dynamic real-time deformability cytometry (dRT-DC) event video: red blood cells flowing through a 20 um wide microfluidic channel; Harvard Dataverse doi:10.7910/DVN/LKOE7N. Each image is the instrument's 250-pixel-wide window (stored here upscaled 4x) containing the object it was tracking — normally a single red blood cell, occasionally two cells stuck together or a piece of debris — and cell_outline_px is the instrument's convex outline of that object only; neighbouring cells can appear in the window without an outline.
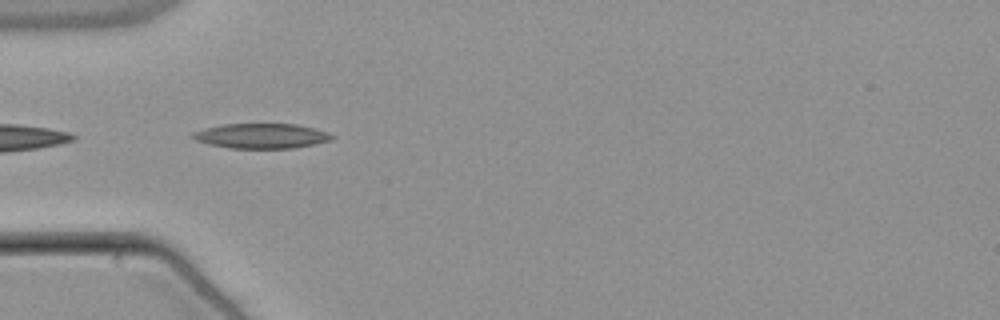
{"species": "common noctule bat (a hibernating species)", "species_latin": "Nyctalus noctula", "temperature_condition": "warm", "stored_images_in_passage": 6, "camera_frame_rate_fps": 3000, "um_per_image_px": 0.085, "animal": {"sex": "male", "body_mass_g": 21.5, "forearm_length_mm": 52.0}, "frame": {"image": 1, "passage_image": 1, "time_ms": 0.0, "image_size_px": [1000, 320], "cell_outline_px": [[336, 136], [332, 140], [292, 148], [228, 148], [208, 144], [196, 140], [188, 136], [192, 132], [204, 128], [224, 124], [296, 124], [328, 132]], "centroid_in_image_um": [22.17, 11.55], "position_along_channel_um": 62.8, "area_um2": 20.23}}